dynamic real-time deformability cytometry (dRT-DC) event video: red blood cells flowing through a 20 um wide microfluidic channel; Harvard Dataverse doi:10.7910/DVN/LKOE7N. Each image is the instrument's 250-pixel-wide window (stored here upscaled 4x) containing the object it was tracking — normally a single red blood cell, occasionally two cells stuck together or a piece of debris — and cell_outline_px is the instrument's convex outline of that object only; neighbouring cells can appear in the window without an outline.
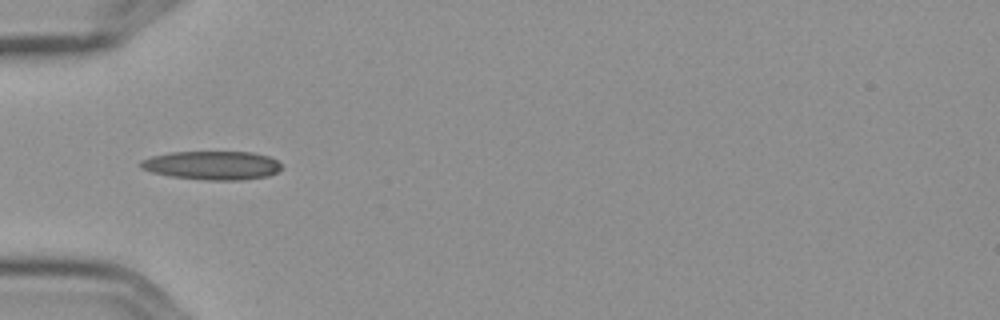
{"species": "Egyptian fruit bat (a non-hibernating species)", "species_latin": "Rousettus aegyptiacus", "temperature_condition": "cold", "stored_images_in_passage": 5, "camera_frame_rate_fps": 3000, "um_per_image_px": 0.085, "frame": {"image": 1, "passage_image": 4, "time_ms": 1.0, "image_size_px": [1000, 320], "cell_outline_px": [[284, 168], [268, 176], [240, 180], [204, 180], [168, 176], [152, 172], [140, 168], [140, 160], [152, 156], [168, 152], [252, 152], [268, 156], [276, 160]], "centroid_in_image_um": [18.02, 14.06], "position_along_channel_um": 67.0, "area_um2": 23.7}}
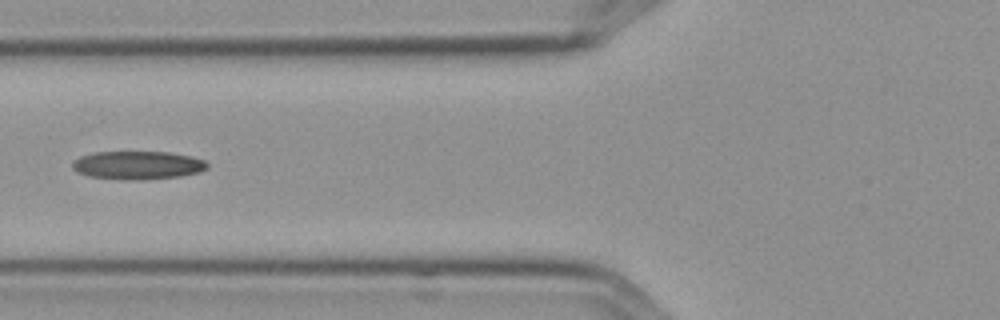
{"frame": {"image": 2, "passage_image": 5, "time_ms": 1.333, "image_size_px": [1000, 320], "cell_outline_px": [[208, 168], [200, 172], [180, 176], [144, 180], [124, 180], [88, 176], [76, 172], [72, 168], [72, 160], [80, 156], [96, 152], [168, 152], [192, 156], [204, 160], [208, 164]], "centroid_in_image_um": [11.69, 14.05], "position_along_channel_um": 114.1, "area_um2": 22.48}}